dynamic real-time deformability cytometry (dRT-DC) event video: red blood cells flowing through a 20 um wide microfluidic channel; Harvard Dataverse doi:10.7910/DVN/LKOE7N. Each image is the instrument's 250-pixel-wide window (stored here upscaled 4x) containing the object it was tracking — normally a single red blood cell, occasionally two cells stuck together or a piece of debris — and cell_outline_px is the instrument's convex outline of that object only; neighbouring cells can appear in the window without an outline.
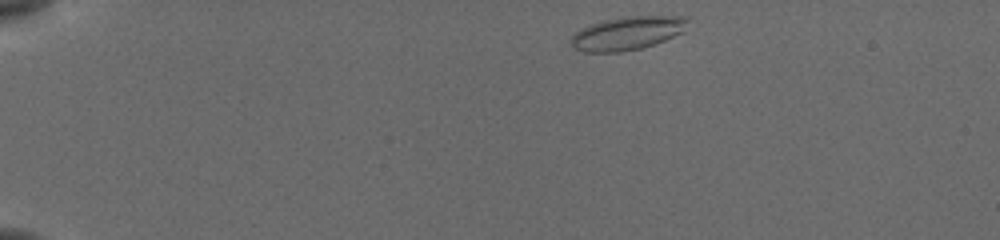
{"species": "common noctule bat (a hibernating species)", "species_latin": "Nyctalus noctula", "temperature_condition": "cold", "stored_images_in_passage": 45, "camera_frame_rate_fps": 3000, "um_per_image_px": 0.085, "animal": {"sex": "female", "body_mass_g": 19.5, "forearm_length_mm": 54.1}, "frame": {"image": 1, "passage_image": 1, "time_ms": 0.0, "image_size_px": [1000, 240], "cell_outline_px": [[688, 20], [680, 32], [664, 40], [640, 48], [620, 52], [584, 52], [572, 48], [568, 40], [576, 32], [592, 24], [604, 20], [628, 16], [684, 16]], "centroid_in_image_um": [53.24, 2.83], "position_along_channel_um": 31.8, "area_um2": 22.31}}
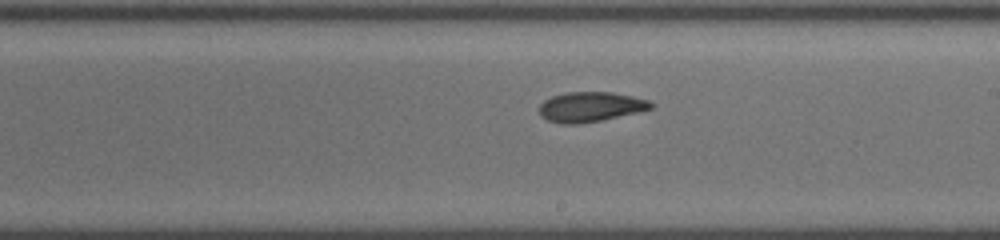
{"frame": {"image": 2, "passage_image": 24, "time_ms": 7.667, "image_size_px": [1000, 240], "cell_outline_px": [[652, 108], [636, 112], [600, 120], [576, 124], [560, 124], [548, 120], [540, 116], [540, 104], [544, 100], [552, 96], [564, 92], [612, 92], [632, 96], [648, 100], [652, 104]], "centroid_in_image_um": [50.13, 9.07], "position_along_channel_um": 238.9, "area_um2": 19.25}}
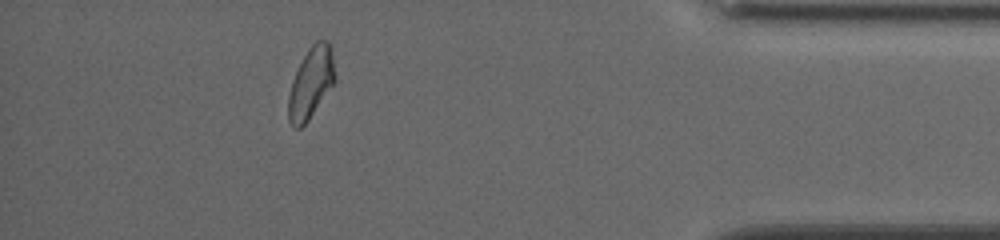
{"frame": {"image": 3, "passage_image": 40, "time_ms": 13.0, "image_size_px": [1000, 240], "cell_outline_px": [[336, 80], [308, 120], [300, 128], [292, 128], [288, 120], [288, 96], [292, 80], [308, 48], [316, 40], [328, 40], [332, 44], [336, 76]], "centroid_in_image_um": [26.45, 7.01], "position_along_channel_um": 408.8, "area_um2": 19.48}, "authors_computed_cell_mechanics": {"area_um2": 19.8254, "velocity_mm_per_s": 3.8537, "shape_relaxation_time_tau1_ms": null, "shape_relaxation_time_tau2_ms": 3.3326, "deformation_change_tau1": null, "deformation_change_tau2": 0.086}}